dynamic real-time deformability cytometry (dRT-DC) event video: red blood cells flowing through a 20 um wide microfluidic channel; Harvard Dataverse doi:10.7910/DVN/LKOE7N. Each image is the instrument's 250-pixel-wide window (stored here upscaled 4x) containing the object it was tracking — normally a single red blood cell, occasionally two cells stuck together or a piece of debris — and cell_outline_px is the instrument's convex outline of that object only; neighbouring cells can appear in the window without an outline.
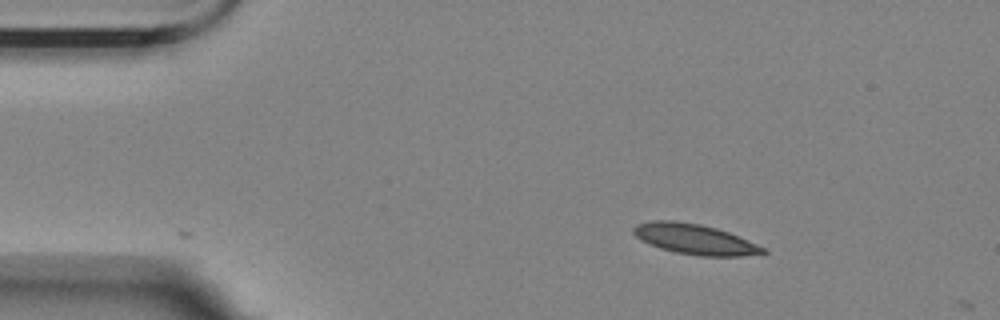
{"species": "Egyptian fruit bat (a non-hibernating species)", "species_latin": "Rousettus aegyptiacus", "temperature_condition": "room temperature", "stored_images_in_passage": 2, "camera_frame_rate_fps": 3000, "um_per_image_px": 0.085, "animal": {"sex": "female"}, "frame": {"image": 1, "passage_image": 1, "time_ms": 0.0, "image_size_px": [1000, 320], "cell_outline_px": [[768, 252], [740, 256], [700, 256], [676, 252], [660, 248], [640, 240], [632, 232], [632, 228], [636, 224], [652, 220], [676, 220], [700, 224], [716, 228], [728, 232], [768, 248]], "centroid_in_image_um": [59.04, 20.32], "position_along_channel_um": 26.0, "area_um2": 22.95}}